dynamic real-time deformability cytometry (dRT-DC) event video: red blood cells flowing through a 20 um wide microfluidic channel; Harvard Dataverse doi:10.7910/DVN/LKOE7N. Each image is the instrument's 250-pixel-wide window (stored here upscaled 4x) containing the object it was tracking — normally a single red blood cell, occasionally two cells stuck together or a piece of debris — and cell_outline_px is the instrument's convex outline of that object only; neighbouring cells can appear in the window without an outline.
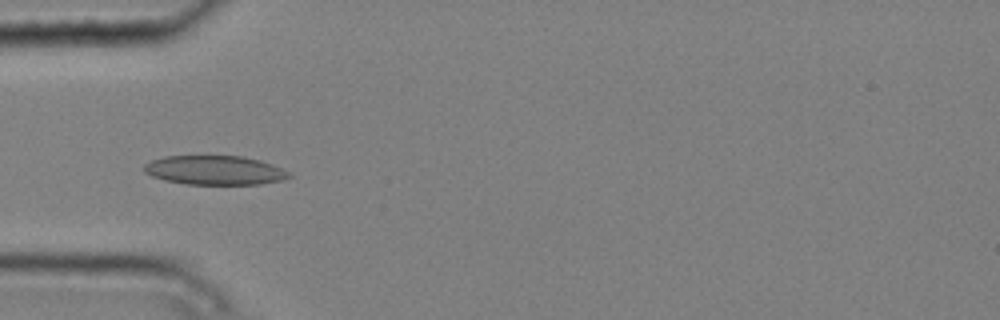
{"species": "common noctule bat (a hibernating species)", "species_latin": "Nyctalus noctula", "temperature_condition": "cold", "stored_images_in_passage": 6, "camera_frame_rate_fps": 3000, "um_per_image_px": 0.085, "animal": {"sex": "male", "body_mass_g": 20.4}, "frame": {"image": 1, "passage_image": 4, "time_ms": 1.0, "image_size_px": [1000, 320], "cell_outline_px": [[292, 176], [284, 180], [260, 184], [184, 184], [164, 180], [152, 176], [144, 172], [144, 164], [152, 160], [164, 156], [240, 156], [260, 160], [272, 164], [288, 172]], "centroid_in_image_um": [18.24, 14.47], "position_along_channel_um": 66.8, "area_um2": 24.62}}
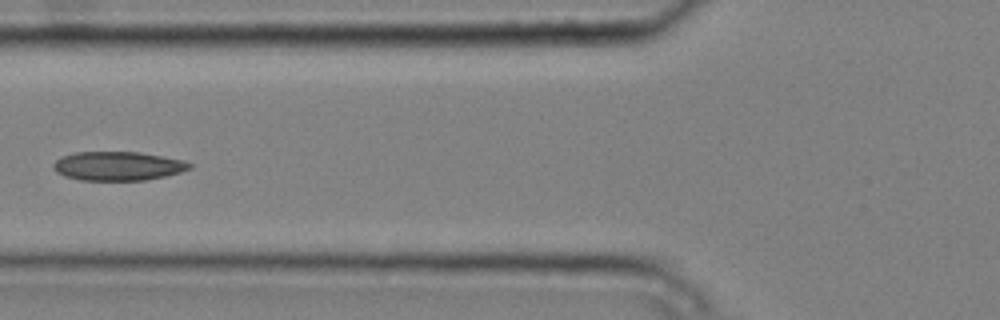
{"frame": {"image": 2, "passage_image": 5, "time_ms": 1.333, "image_size_px": [1000, 320], "cell_outline_px": [[192, 168], [180, 172], [164, 176], [144, 180], [80, 180], [64, 176], [56, 172], [52, 168], [52, 164], [56, 160], [64, 156], [76, 152], [140, 152], [184, 160], [192, 164]], "centroid_in_image_um": [10.02, 14.11], "position_along_channel_um": 115.8, "area_um2": 22.95}}
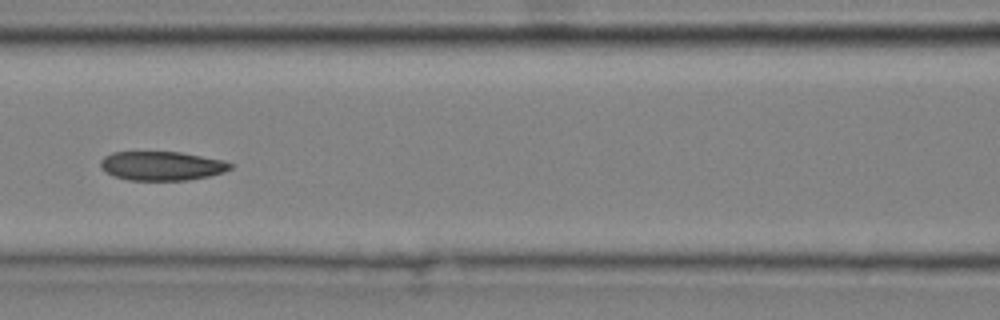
{"frame": {"image": 3, "passage_image": 6, "time_ms": 1.667, "image_size_px": [1000, 320], "cell_outline_px": [[236, 164], [232, 168], [224, 172], [208, 176], [184, 180], [128, 180], [116, 176], [108, 172], [100, 164], [100, 160], [104, 156], [112, 152], [180, 152], [224, 160]], "centroid_in_image_um": [13.81, 14.09], "position_along_channel_um": 152.8, "area_um2": 21.85}}